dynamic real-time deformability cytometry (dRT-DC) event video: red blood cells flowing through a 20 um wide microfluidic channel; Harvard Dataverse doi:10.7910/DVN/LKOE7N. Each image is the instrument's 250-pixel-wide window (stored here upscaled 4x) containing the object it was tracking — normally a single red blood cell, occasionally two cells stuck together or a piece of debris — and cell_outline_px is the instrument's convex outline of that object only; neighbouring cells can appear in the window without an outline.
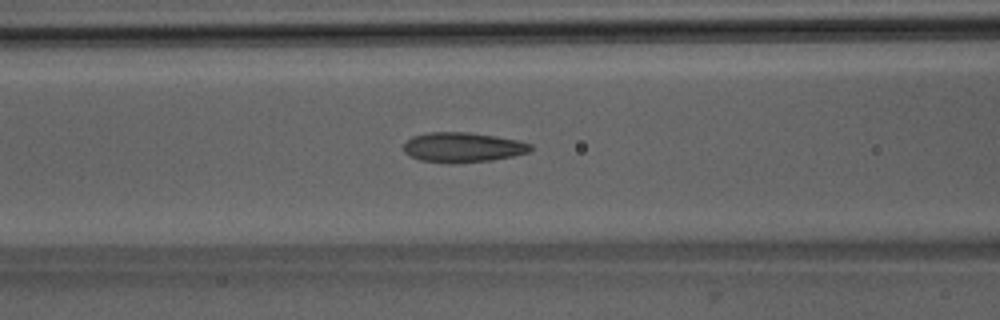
{"species": "Egyptian fruit bat (a non-hibernating species)", "species_latin": "Rousettus aegyptiacus", "temperature_condition": "room temperature", "stored_images_in_passage": 52, "camera_frame_rate_fps": 3000, "um_per_image_px": 0.085, "animal": {"sex": "male"}, "frame": {"image": 1, "passage_image": 21, "time_ms": 6.667, "image_size_px": [1000, 320], "cell_outline_px": [[532, 148], [528, 152], [512, 156], [492, 160], [456, 164], [452, 164], [420, 160], [404, 152], [404, 144], [412, 136], [428, 132], [468, 132], [516, 140], [532, 144]], "centroid_in_image_um": [39.31, 12.53], "position_along_channel_um": 127.3, "area_um2": 22.02}}
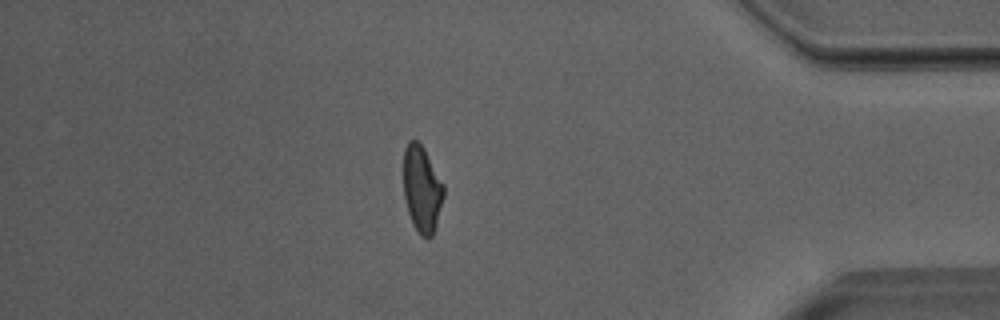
{"frame": {"image": 2, "passage_image": 44, "time_ms": 14.333, "image_size_px": [1000, 320], "cell_outline_px": [[444, 196], [436, 224], [432, 236], [428, 240], [420, 236], [416, 232], [412, 224], [408, 212], [404, 196], [404, 148], [408, 140], [416, 140], [424, 148], [444, 184]], "centroid_in_image_um": [35.86, 16.09], "position_along_channel_um": 399.3, "area_um2": 20.4}}
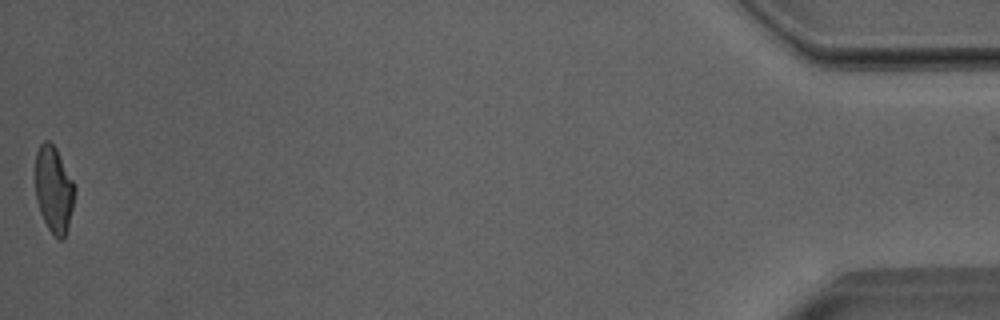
{"frame": {"image": 3, "passage_image": 51, "time_ms": 16.667, "image_size_px": [1000, 320], "cell_outline_px": [[76, 192], [68, 224], [64, 236], [60, 240], [48, 228], [40, 212], [36, 200], [36, 152], [40, 144], [44, 140], [48, 140], [56, 148], [76, 188]], "centroid_in_image_um": [4.57, 16.07], "position_along_channel_um": 430.6, "area_um2": 19.48}}